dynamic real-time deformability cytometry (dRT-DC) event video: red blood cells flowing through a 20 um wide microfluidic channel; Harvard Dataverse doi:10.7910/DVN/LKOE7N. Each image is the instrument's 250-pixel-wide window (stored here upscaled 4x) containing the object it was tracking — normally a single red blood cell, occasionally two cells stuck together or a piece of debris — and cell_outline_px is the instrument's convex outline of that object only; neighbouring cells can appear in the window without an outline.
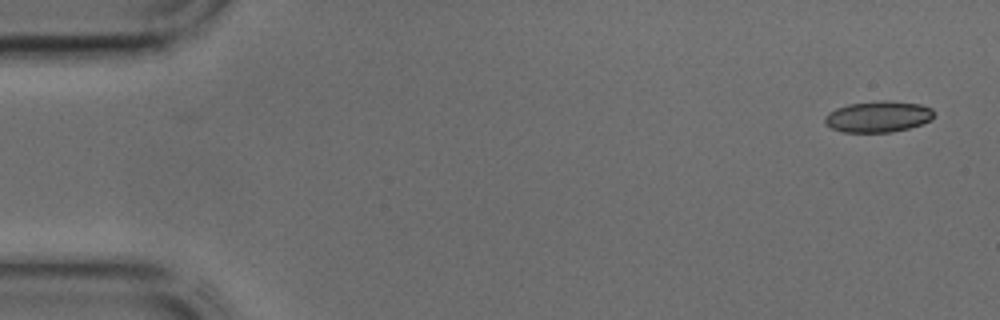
{"species": "common noctule bat (a hibernating species)", "species_latin": "Nyctalus noctula", "temperature_condition": "cold", "stored_images_in_passage": 42, "camera_frame_rate_fps": 3000, "um_per_image_px": 0.085, "animal": {"sex": "male", "body_mass_g": 17.9, "forearm_length_mm": 54.2}, "frame": {"image": 1, "passage_image": 1, "time_ms": 0.0, "image_size_px": [1000, 320], "cell_outline_px": [[936, 112], [932, 120], [908, 128], [888, 132], [844, 132], [832, 128], [824, 124], [824, 116], [828, 112], [836, 108], [848, 104], [880, 100], [888, 100], [920, 104], [932, 108]], "centroid_in_image_um": [74.64, 9.9], "position_along_channel_um": 10.4, "area_um2": 20.0}}
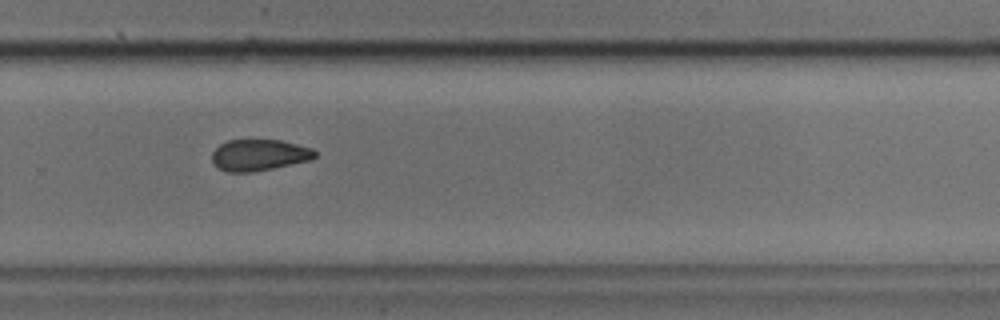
{"frame": {"image": 2, "passage_image": 28, "time_ms": 9.0, "image_size_px": [1000, 320], "cell_outline_px": [[316, 156], [308, 160], [272, 168], [252, 172], [224, 172], [216, 168], [212, 160], [212, 152], [220, 144], [228, 140], [280, 140], [312, 148], [316, 152]], "centroid_in_image_um": [21.97, 13.18], "position_along_channel_um": 307.8, "area_um2": 18.73}}
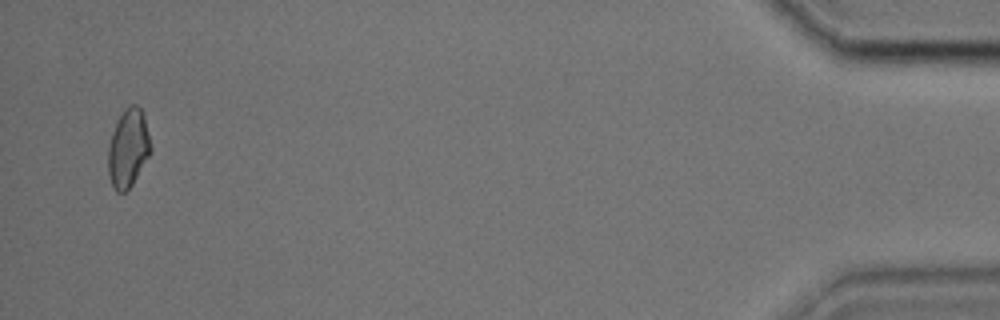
{"frame": {"image": 3, "passage_image": 41, "time_ms": 13.333, "image_size_px": [1000, 320], "cell_outline_px": [[152, 148], [148, 156], [132, 184], [124, 192], [116, 192], [108, 176], [108, 144], [112, 132], [124, 108], [132, 104], [136, 104], [140, 108], [144, 116]], "centroid_in_image_um": [10.88, 12.59], "position_along_channel_um": 424.3, "area_um2": 19.19}}